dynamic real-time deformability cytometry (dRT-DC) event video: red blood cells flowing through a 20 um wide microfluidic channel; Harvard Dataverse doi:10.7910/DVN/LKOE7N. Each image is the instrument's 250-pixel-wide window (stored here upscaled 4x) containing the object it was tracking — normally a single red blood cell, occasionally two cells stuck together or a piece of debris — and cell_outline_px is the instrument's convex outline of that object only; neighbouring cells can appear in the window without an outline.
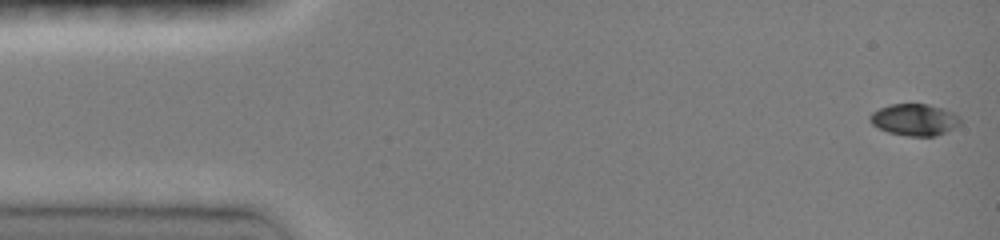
{"species": "common noctule bat (a hibernating species)", "species_latin": "Nyctalus noctula", "temperature_condition": "room temperature", "stored_images_in_passage": 35, "camera_frame_rate_fps": 3000, "um_per_image_px": 0.085, "animal": {"sex": "female", "body_mass_g": 19.0, "forearm_length_mm": 51.5}, "frame": {"image": 1, "passage_image": 1, "time_ms": 0.0, "image_size_px": [1000, 240], "cell_outline_px": [[960, 124], [936, 136], [908, 136], [888, 132], [872, 124], [868, 120], [868, 116], [872, 112], [888, 104], [928, 104], [944, 108], [960, 116]], "centroid_in_image_um": [77.71, 10.16], "position_along_channel_um": 7.3, "area_um2": 16.7}}
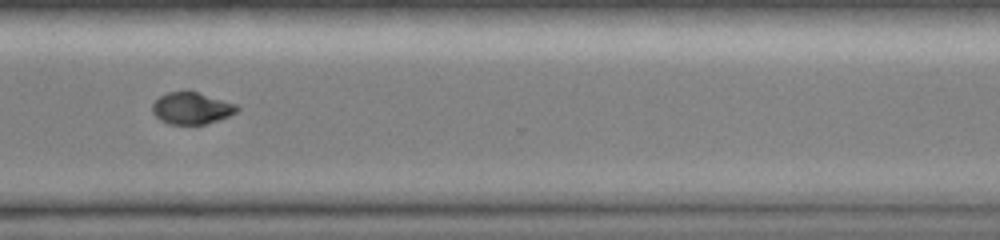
{"frame": {"image": 2, "passage_image": 26, "time_ms": 11.333, "image_size_px": [1000, 240], "cell_outline_px": [[240, 108], [236, 112], [220, 120], [204, 124], [168, 124], [160, 120], [152, 112], [152, 104], [160, 96], [168, 92], [196, 92], [236, 104]], "centroid_in_image_um": [16.28, 9.22], "position_along_channel_um": 354.3, "area_um2": 15.49}}
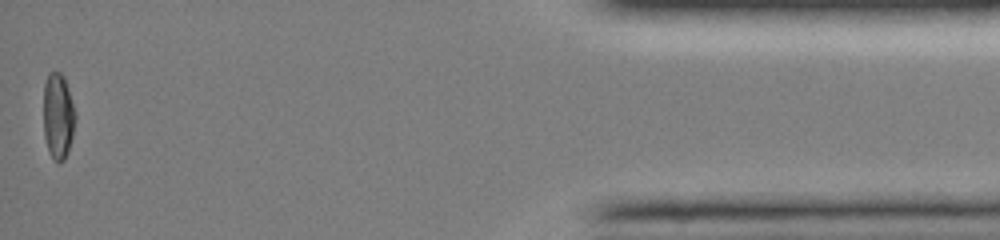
{"frame": {"image": 3, "passage_image": 35, "time_ms": 15.0, "image_size_px": [1000, 240], "cell_outline_px": [[76, 120], [68, 152], [64, 160], [60, 164], [56, 164], [52, 160], [48, 152], [44, 136], [44, 84], [48, 72], [60, 72], [64, 76], [76, 112]], "centroid_in_image_um": [4.94, 9.91], "position_along_channel_um": 430.3, "area_um2": 16.36}, "authors_computed_cell_mechanics": {"area_um2": 16.7042, "velocity_mm_per_s": 4.1336, "shape_relaxation_time_tau1_ms": 3.3499, "shape_relaxation_time_tau2_ms": null, "deformation_change_tau1": 0.1634, "deformation_change_tau2": null}}